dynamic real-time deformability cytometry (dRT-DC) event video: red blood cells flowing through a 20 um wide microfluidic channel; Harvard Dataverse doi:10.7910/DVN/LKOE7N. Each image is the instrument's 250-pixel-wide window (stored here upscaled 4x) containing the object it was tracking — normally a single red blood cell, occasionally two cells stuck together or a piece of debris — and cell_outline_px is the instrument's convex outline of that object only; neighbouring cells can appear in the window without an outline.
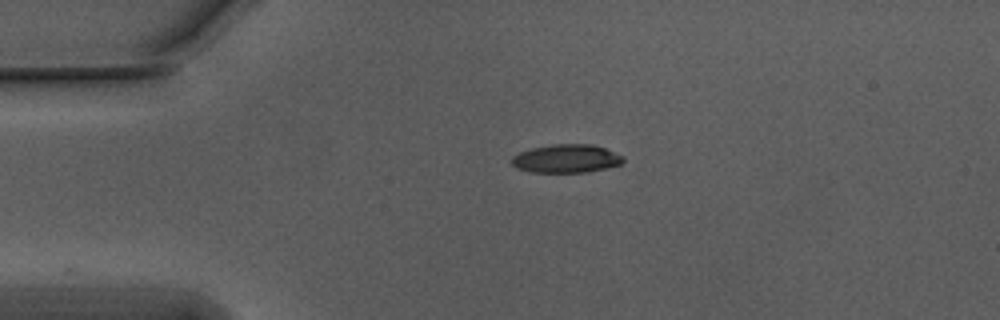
{"species": "Egyptian fruit bat (a non-hibernating species)", "species_latin": "Rousettus aegyptiacus", "temperature_condition": "warm", "stored_images_in_passage": 43, "camera_frame_rate_fps": 3000, "um_per_image_px": 0.085, "animal": {"sex": "male"}, "frame": {"image": 1, "passage_image": 1, "time_ms": 0.0, "image_size_px": [1000, 320], "cell_outline_px": [[624, 160], [620, 164], [588, 172], [532, 172], [516, 168], [508, 160], [512, 156], [520, 152], [532, 148], [552, 144], [592, 144], [604, 148], [624, 156]], "centroid_in_image_um": [48.1, 13.48], "position_along_channel_um": 36.9, "area_um2": 18.44}}
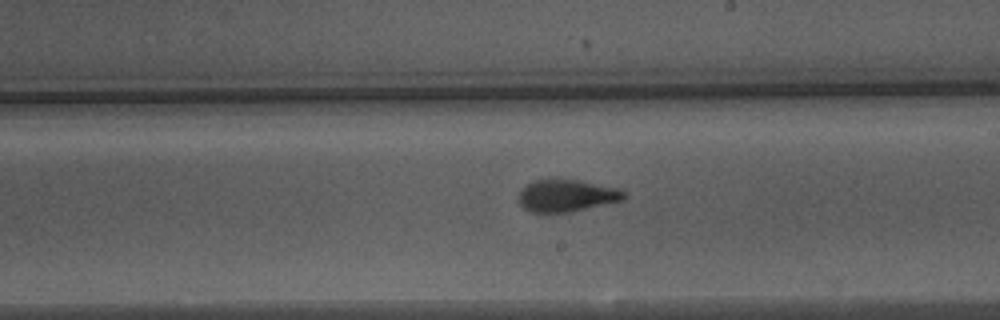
{"frame": {"image": 2, "passage_image": 20, "time_ms": 6.333, "image_size_px": [1000, 320], "cell_outline_px": [[628, 196], [624, 200], [568, 212], [528, 212], [516, 200], [524, 184], [536, 180], [580, 180], [616, 188], [624, 192]], "centroid_in_image_um": [48.12, 16.63], "position_along_channel_um": 240.9, "area_um2": 19.65}}
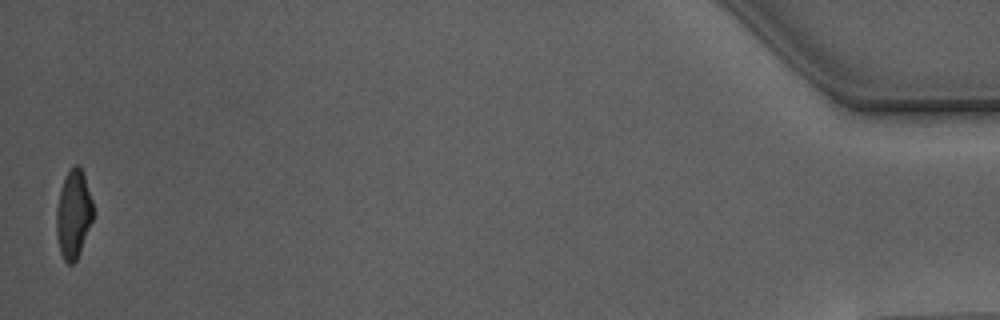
{"frame": {"image": 3, "passage_image": 43, "time_ms": 14.0, "image_size_px": [1000, 320], "cell_outline_px": [[96, 212], [80, 252], [76, 260], [72, 264], [68, 264], [64, 260], [60, 252], [56, 236], [56, 208], [60, 192], [64, 180], [68, 172], [76, 164], [84, 172]], "centroid_in_image_um": [6.27, 18.23], "position_along_channel_um": 428.9, "area_um2": 19.13}, "authors_computed_cell_mechanics": {"area_um2": 19.7676, "velocity_mm_per_s": 3.7658, "shape_relaxation_time_tau1_ms": null, "shape_relaxation_time_tau2_ms": 1.4234, "deformation_change_tau1": null, "deformation_change_tau2": 0.0772}}